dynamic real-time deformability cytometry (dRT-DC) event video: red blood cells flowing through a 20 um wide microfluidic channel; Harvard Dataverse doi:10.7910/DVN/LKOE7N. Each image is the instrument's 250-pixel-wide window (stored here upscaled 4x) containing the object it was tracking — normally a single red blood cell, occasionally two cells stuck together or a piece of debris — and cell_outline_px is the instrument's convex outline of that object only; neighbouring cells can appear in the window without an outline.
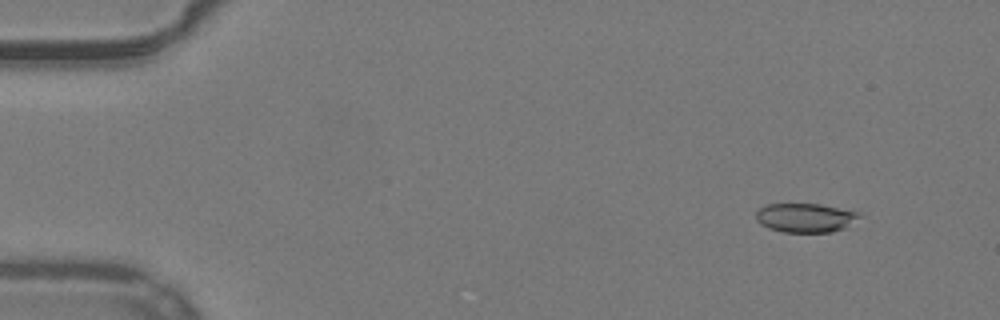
{"species": "common noctule bat (a hibernating species)", "species_latin": "Nyctalus noctula", "temperature_condition": "warm", "stored_images_in_passage": 53, "camera_frame_rate_fps": 3000, "um_per_image_px": 0.085, "animal": {"sex": "male", "body_mass_g": 19.2, "forearm_length_mm": 51.8}, "frame": {"image": 1, "passage_image": 5, "time_ms": 1.333, "image_size_px": [1000, 320], "cell_outline_px": [[864, 216], [844, 228], [832, 232], [784, 232], [768, 228], [760, 224], [756, 220], [756, 212], [760, 208], [768, 204], [820, 204], [860, 212]], "centroid_in_image_um": [68.49, 18.51], "position_along_channel_um": 16.5, "area_um2": 17.63}}
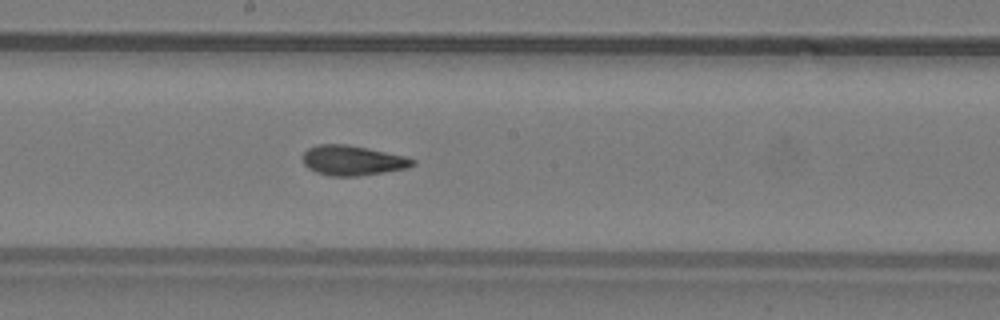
{"frame": {"image": 2, "passage_image": 29, "time_ms": 9.333, "image_size_px": [1000, 320], "cell_outline_px": [[416, 164], [408, 168], [384, 172], [356, 176], [332, 176], [316, 172], [308, 168], [304, 164], [304, 152], [308, 148], [316, 144], [348, 144], [404, 156], [416, 160]], "centroid_in_image_um": [29.97, 13.63], "position_along_channel_um": 218.2, "area_um2": 19.07}}
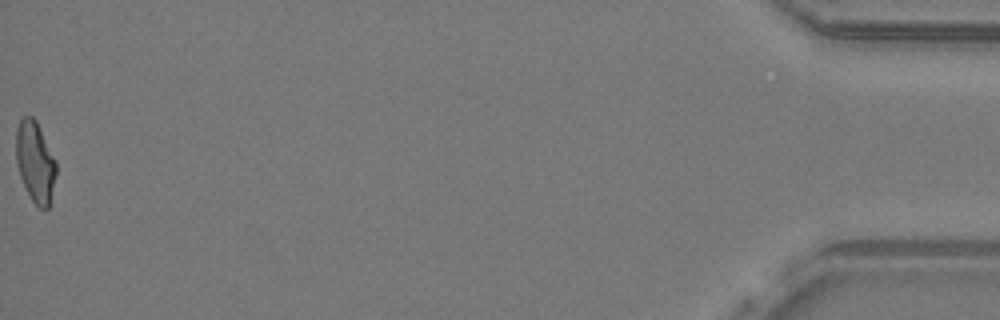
{"frame": {"image": 3, "passage_image": 53, "time_ms": 17.333, "image_size_px": [1000, 320], "cell_outline_px": [[56, 172], [48, 208], [40, 208], [32, 200], [20, 176], [16, 164], [16, 128], [20, 120], [24, 116], [32, 116], [36, 120], [56, 160]], "centroid_in_image_um": [2.98, 13.71], "position_along_channel_um": 432.2, "area_um2": 18.67}, "authors_computed_cell_mechanics": {"area_um2": 18.9584, "velocity_mm_per_s": 3.9496, "shape_relaxation_time_tau1_ms": null, "shape_relaxation_time_tau2_ms": 1.0917, "deformation_change_tau1": null, "deformation_change_tau2": 0.0682}}